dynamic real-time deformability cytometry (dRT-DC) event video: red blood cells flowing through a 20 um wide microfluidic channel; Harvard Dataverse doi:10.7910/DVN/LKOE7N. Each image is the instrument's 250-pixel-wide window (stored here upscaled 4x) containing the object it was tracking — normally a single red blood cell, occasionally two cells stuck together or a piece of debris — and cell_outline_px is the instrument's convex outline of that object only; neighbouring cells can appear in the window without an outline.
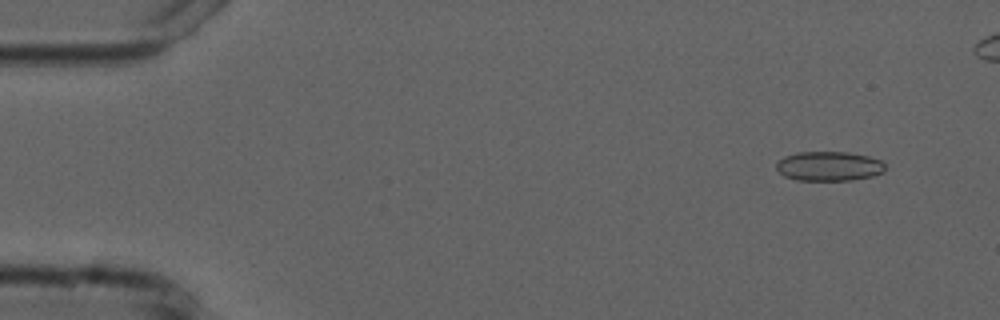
{"species": "common noctule bat (a hibernating species)", "species_latin": "Nyctalus noctula", "temperature_condition": "cold", "stored_images_in_passage": 4, "camera_frame_rate_fps": 3000, "um_per_image_px": 0.085, "animal": {"sex": "male", "forearm_length_mm": 52.5}, "frame": {"image": 1, "passage_image": 1, "time_ms": 0.0, "image_size_px": [1000, 320], "cell_outline_px": [[884, 172], [872, 176], [852, 180], [796, 180], [784, 176], [776, 168], [776, 164], [784, 156], [796, 152], [848, 152], [868, 156], [880, 160], [884, 164]], "centroid_in_image_um": [70.45, 14.12], "position_along_channel_um": 14.5, "area_um2": 18.67}}